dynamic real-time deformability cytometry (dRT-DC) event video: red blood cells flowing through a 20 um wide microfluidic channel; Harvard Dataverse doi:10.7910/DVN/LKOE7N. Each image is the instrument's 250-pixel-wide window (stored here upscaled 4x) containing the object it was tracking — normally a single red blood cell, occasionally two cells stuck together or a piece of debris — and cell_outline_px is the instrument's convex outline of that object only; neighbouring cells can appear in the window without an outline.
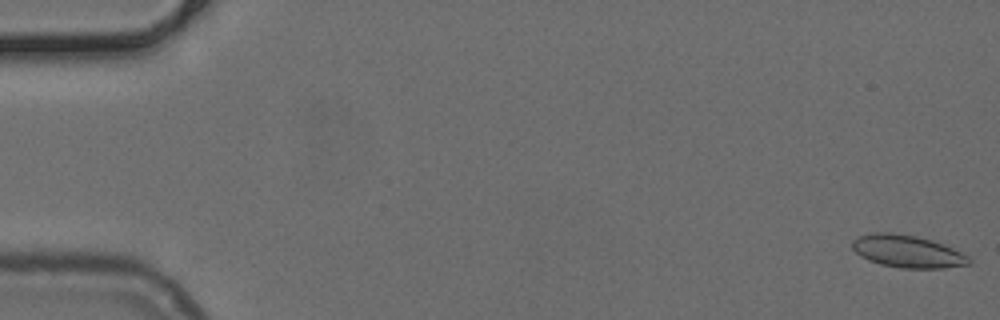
{"species": "common noctule bat (a hibernating species)", "species_latin": "Nyctalus noctula", "temperature_condition": "cold", "stored_images_in_passage": 51, "camera_frame_rate_fps": 3000, "um_per_image_px": 0.085, "animal": {"sex": "female", "body_mass_g": 24.6, "forearm_length_mm": 56.2}, "frame": {"image": 1, "passage_image": 1, "time_ms": 0.0, "image_size_px": [1000, 320], "cell_outline_px": [[972, 264], [944, 268], [900, 268], [880, 264], [868, 260], [860, 256], [852, 248], [852, 240], [860, 236], [872, 232], [892, 232], [916, 236], [932, 240], [944, 244], [968, 256], [972, 260]], "centroid_in_image_um": [77.13, 21.37], "position_along_channel_um": 7.9, "area_um2": 22.2}}
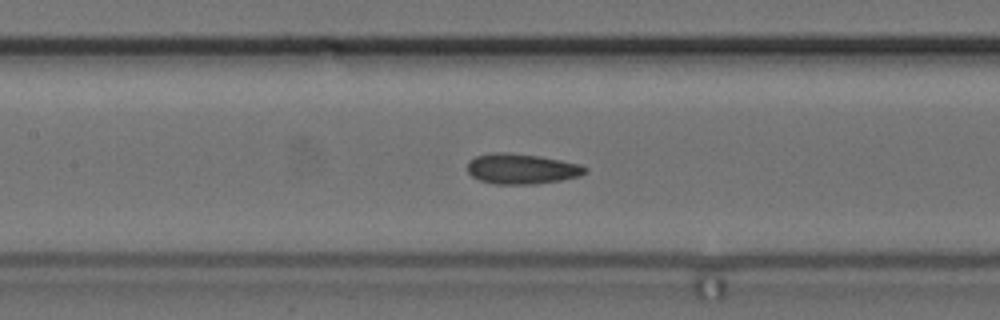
{"frame": {"image": 2, "passage_image": 24, "time_ms": 7.667, "image_size_px": [1000, 320], "cell_outline_px": [[588, 172], [580, 176], [560, 180], [536, 184], [492, 184], [480, 180], [472, 176], [468, 172], [468, 160], [476, 156], [492, 152], [508, 152], [540, 156], [580, 164], [588, 168]], "centroid_in_image_um": [44.34, 14.35], "position_along_channel_um": 163.1, "area_um2": 20.98}}
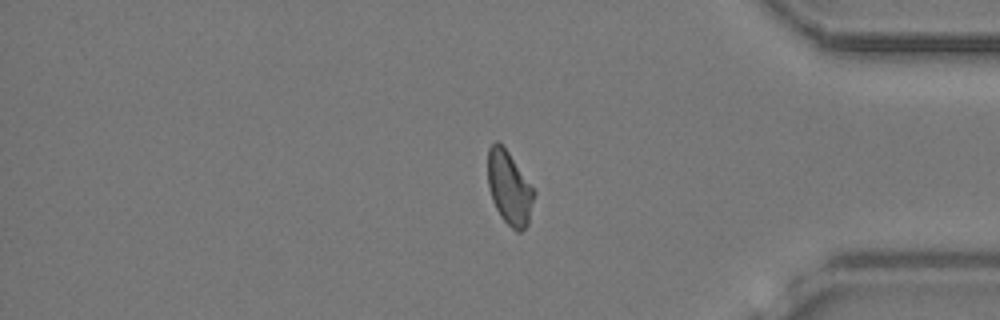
{"frame": {"image": 3, "passage_image": 43, "time_ms": 14.0, "image_size_px": [1000, 320], "cell_outline_px": [[536, 192], [528, 224], [520, 232], [516, 232], [500, 216], [492, 200], [488, 184], [488, 148], [496, 140], [508, 152]], "centroid_in_image_um": [43.29, 16.0], "position_along_channel_um": 391.9, "area_um2": 19.59}}